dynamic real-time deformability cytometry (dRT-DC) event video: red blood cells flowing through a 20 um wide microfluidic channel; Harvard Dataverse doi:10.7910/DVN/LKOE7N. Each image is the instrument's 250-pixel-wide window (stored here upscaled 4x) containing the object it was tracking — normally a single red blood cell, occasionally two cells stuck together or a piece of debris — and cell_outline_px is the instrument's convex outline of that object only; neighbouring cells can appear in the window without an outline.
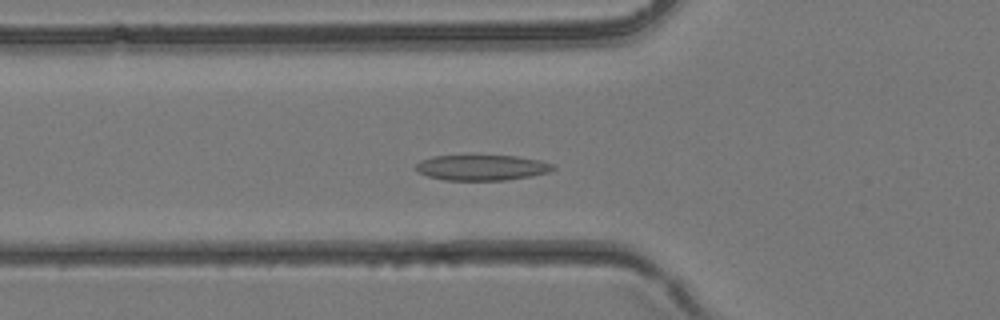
{"species": "common noctule bat (a hibernating species)", "species_latin": "Nyctalus noctula", "temperature_condition": "room temperature", "stored_images_in_passage": 37, "camera_frame_rate_fps": 3000, "um_per_image_px": 0.085, "animal": {"sex": "female", "body_mass_g": 24.6, "forearm_length_mm": 56.2}, "frame": {"image": 1, "passage_image": 12, "time_ms": 3.667, "image_size_px": [1000, 320], "cell_outline_px": [[556, 168], [548, 172], [532, 176], [508, 180], [444, 180], [428, 176], [416, 172], [412, 168], [420, 160], [432, 156], [516, 156], [540, 160], [552, 164]], "centroid_in_image_um": [40.91, 14.25], "position_along_channel_um": 84.9, "area_um2": 20.52}}
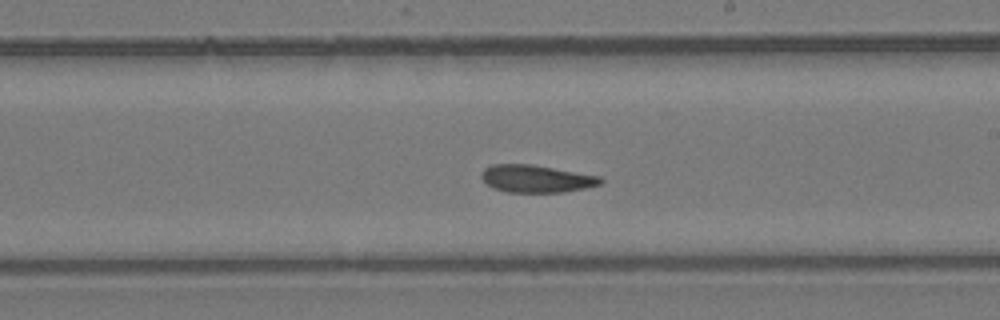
{"frame": {"image": 2, "passage_image": 21, "time_ms": 6.667, "image_size_px": [1000, 320], "cell_outline_px": [[604, 180], [600, 184], [588, 188], [564, 192], [508, 192], [492, 188], [480, 176], [480, 172], [484, 168], [492, 164], [532, 164], [600, 176]], "centroid_in_image_um": [45.58, 15.19], "position_along_channel_um": 243.4, "area_um2": 19.19}}
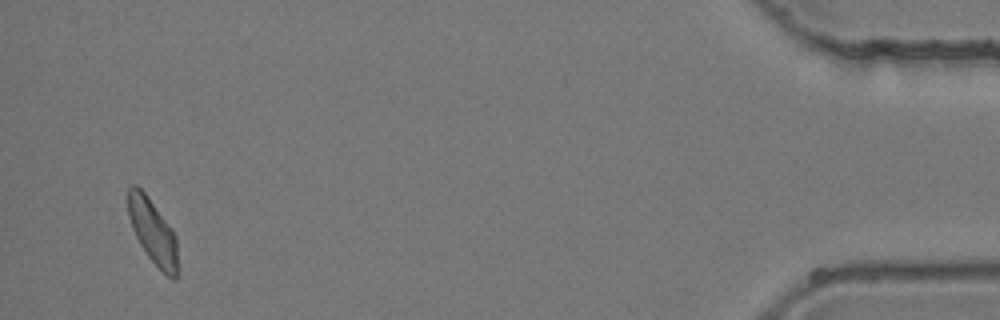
{"frame": {"image": 3, "passage_image": 36, "time_ms": 11.667, "image_size_px": [1000, 320], "cell_outline_px": [[176, 280], [168, 276], [148, 256], [140, 244], [132, 228], [128, 216], [128, 188], [132, 184], [136, 184], [144, 192], [172, 228], [176, 236]], "centroid_in_image_um": [12.96, 19.62], "position_along_channel_um": 422.2, "area_um2": 18.26}}